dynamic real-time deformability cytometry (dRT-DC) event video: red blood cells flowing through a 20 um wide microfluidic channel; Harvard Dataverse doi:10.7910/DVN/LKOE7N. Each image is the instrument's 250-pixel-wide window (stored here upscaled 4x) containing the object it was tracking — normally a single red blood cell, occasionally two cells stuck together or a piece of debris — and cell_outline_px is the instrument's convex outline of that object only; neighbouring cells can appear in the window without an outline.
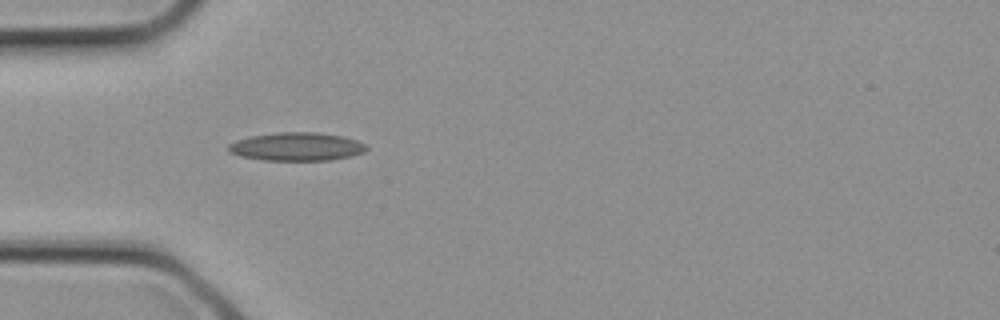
{"species": "common noctule bat (a hibernating species)", "species_latin": "Nyctalus noctula", "temperature_condition": "cold", "stored_images_in_passage": 2, "camera_frame_rate_fps": 3000, "um_per_image_px": 0.085, "animal": {"sex": "female", "body_mass_g": 21.9}, "frame": {"image": 1, "passage_image": 2, "time_ms": 0.333, "image_size_px": [1000, 320], "cell_outline_px": [[368, 148], [364, 152], [352, 156], [332, 160], [264, 160], [240, 156], [228, 152], [228, 144], [236, 140], [252, 136], [276, 132], [316, 132], [344, 136], [368, 144]], "centroid_in_image_um": [25.25, 12.46], "position_along_channel_um": 59.8, "area_um2": 22.95}}